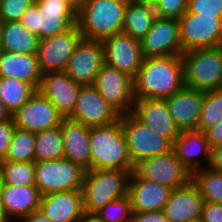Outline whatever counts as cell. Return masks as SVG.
<instances>
[{
    "label": "cell",
    "mask_w": 222,
    "mask_h": 222,
    "mask_svg": "<svg viewBox=\"0 0 222 222\" xmlns=\"http://www.w3.org/2000/svg\"><path fill=\"white\" fill-rule=\"evenodd\" d=\"M186 12L222 17V0H188Z\"/></svg>",
    "instance_id": "cell-39"
},
{
    "label": "cell",
    "mask_w": 222,
    "mask_h": 222,
    "mask_svg": "<svg viewBox=\"0 0 222 222\" xmlns=\"http://www.w3.org/2000/svg\"><path fill=\"white\" fill-rule=\"evenodd\" d=\"M192 182L205 202L222 204V172L206 167L192 173Z\"/></svg>",
    "instance_id": "cell-32"
},
{
    "label": "cell",
    "mask_w": 222,
    "mask_h": 222,
    "mask_svg": "<svg viewBox=\"0 0 222 222\" xmlns=\"http://www.w3.org/2000/svg\"><path fill=\"white\" fill-rule=\"evenodd\" d=\"M209 168L222 172V145L211 148Z\"/></svg>",
    "instance_id": "cell-44"
},
{
    "label": "cell",
    "mask_w": 222,
    "mask_h": 222,
    "mask_svg": "<svg viewBox=\"0 0 222 222\" xmlns=\"http://www.w3.org/2000/svg\"><path fill=\"white\" fill-rule=\"evenodd\" d=\"M19 222H52L48 217H46L40 210H36L22 218Z\"/></svg>",
    "instance_id": "cell-45"
},
{
    "label": "cell",
    "mask_w": 222,
    "mask_h": 222,
    "mask_svg": "<svg viewBox=\"0 0 222 222\" xmlns=\"http://www.w3.org/2000/svg\"><path fill=\"white\" fill-rule=\"evenodd\" d=\"M171 188L140 178L134 171L130 174L127 195L132 211H162L168 201Z\"/></svg>",
    "instance_id": "cell-23"
},
{
    "label": "cell",
    "mask_w": 222,
    "mask_h": 222,
    "mask_svg": "<svg viewBox=\"0 0 222 222\" xmlns=\"http://www.w3.org/2000/svg\"><path fill=\"white\" fill-rule=\"evenodd\" d=\"M204 200L192 180L170 192L163 213L168 222H187L201 218Z\"/></svg>",
    "instance_id": "cell-21"
},
{
    "label": "cell",
    "mask_w": 222,
    "mask_h": 222,
    "mask_svg": "<svg viewBox=\"0 0 222 222\" xmlns=\"http://www.w3.org/2000/svg\"><path fill=\"white\" fill-rule=\"evenodd\" d=\"M185 86L200 91H213L222 77V46L194 49L181 55Z\"/></svg>",
    "instance_id": "cell-6"
},
{
    "label": "cell",
    "mask_w": 222,
    "mask_h": 222,
    "mask_svg": "<svg viewBox=\"0 0 222 222\" xmlns=\"http://www.w3.org/2000/svg\"><path fill=\"white\" fill-rule=\"evenodd\" d=\"M93 87L120 115L131 113L134 104L133 79L125 73L103 64Z\"/></svg>",
    "instance_id": "cell-11"
},
{
    "label": "cell",
    "mask_w": 222,
    "mask_h": 222,
    "mask_svg": "<svg viewBox=\"0 0 222 222\" xmlns=\"http://www.w3.org/2000/svg\"><path fill=\"white\" fill-rule=\"evenodd\" d=\"M182 50L222 46V17L186 12L179 19Z\"/></svg>",
    "instance_id": "cell-9"
},
{
    "label": "cell",
    "mask_w": 222,
    "mask_h": 222,
    "mask_svg": "<svg viewBox=\"0 0 222 222\" xmlns=\"http://www.w3.org/2000/svg\"><path fill=\"white\" fill-rule=\"evenodd\" d=\"M120 114L97 92L93 85L82 86L69 119L88 127L104 126L119 120Z\"/></svg>",
    "instance_id": "cell-17"
},
{
    "label": "cell",
    "mask_w": 222,
    "mask_h": 222,
    "mask_svg": "<svg viewBox=\"0 0 222 222\" xmlns=\"http://www.w3.org/2000/svg\"><path fill=\"white\" fill-rule=\"evenodd\" d=\"M140 43L143 58L182 55L179 20L157 16Z\"/></svg>",
    "instance_id": "cell-16"
},
{
    "label": "cell",
    "mask_w": 222,
    "mask_h": 222,
    "mask_svg": "<svg viewBox=\"0 0 222 222\" xmlns=\"http://www.w3.org/2000/svg\"><path fill=\"white\" fill-rule=\"evenodd\" d=\"M187 222H202V220H201V218H198V219L187 221Z\"/></svg>",
    "instance_id": "cell-52"
},
{
    "label": "cell",
    "mask_w": 222,
    "mask_h": 222,
    "mask_svg": "<svg viewBox=\"0 0 222 222\" xmlns=\"http://www.w3.org/2000/svg\"><path fill=\"white\" fill-rule=\"evenodd\" d=\"M137 2L146 4V5H150V6H155L156 3L158 2V0H136Z\"/></svg>",
    "instance_id": "cell-50"
},
{
    "label": "cell",
    "mask_w": 222,
    "mask_h": 222,
    "mask_svg": "<svg viewBox=\"0 0 222 222\" xmlns=\"http://www.w3.org/2000/svg\"><path fill=\"white\" fill-rule=\"evenodd\" d=\"M204 91L184 86L166 98L169 113L180 131L196 130L201 112Z\"/></svg>",
    "instance_id": "cell-20"
},
{
    "label": "cell",
    "mask_w": 222,
    "mask_h": 222,
    "mask_svg": "<svg viewBox=\"0 0 222 222\" xmlns=\"http://www.w3.org/2000/svg\"><path fill=\"white\" fill-rule=\"evenodd\" d=\"M35 186L41 195L81 191L85 169L65 158L34 162Z\"/></svg>",
    "instance_id": "cell-7"
},
{
    "label": "cell",
    "mask_w": 222,
    "mask_h": 222,
    "mask_svg": "<svg viewBox=\"0 0 222 222\" xmlns=\"http://www.w3.org/2000/svg\"><path fill=\"white\" fill-rule=\"evenodd\" d=\"M216 91L219 92L220 94H222V77H221V79L219 81V85L216 88Z\"/></svg>",
    "instance_id": "cell-51"
},
{
    "label": "cell",
    "mask_w": 222,
    "mask_h": 222,
    "mask_svg": "<svg viewBox=\"0 0 222 222\" xmlns=\"http://www.w3.org/2000/svg\"><path fill=\"white\" fill-rule=\"evenodd\" d=\"M222 120V94L213 91L204 92L202 112L197 126V131L205 132Z\"/></svg>",
    "instance_id": "cell-35"
},
{
    "label": "cell",
    "mask_w": 222,
    "mask_h": 222,
    "mask_svg": "<svg viewBox=\"0 0 222 222\" xmlns=\"http://www.w3.org/2000/svg\"><path fill=\"white\" fill-rule=\"evenodd\" d=\"M204 134L210 148L222 145V120L214 127L207 129Z\"/></svg>",
    "instance_id": "cell-43"
},
{
    "label": "cell",
    "mask_w": 222,
    "mask_h": 222,
    "mask_svg": "<svg viewBox=\"0 0 222 222\" xmlns=\"http://www.w3.org/2000/svg\"><path fill=\"white\" fill-rule=\"evenodd\" d=\"M39 38L19 21L2 22L0 50L11 53L36 54Z\"/></svg>",
    "instance_id": "cell-28"
},
{
    "label": "cell",
    "mask_w": 222,
    "mask_h": 222,
    "mask_svg": "<svg viewBox=\"0 0 222 222\" xmlns=\"http://www.w3.org/2000/svg\"><path fill=\"white\" fill-rule=\"evenodd\" d=\"M132 172L107 169L86 170L81 188L84 211L97 213L107 203L126 196Z\"/></svg>",
    "instance_id": "cell-4"
},
{
    "label": "cell",
    "mask_w": 222,
    "mask_h": 222,
    "mask_svg": "<svg viewBox=\"0 0 222 222\" xmlns=\"http://www.w3.org/2000/svg\"><path fill=\"white\" fill-rule=\"evenodd\" d=\"M19 22L42 40L76 25V12L62 0H35Z\"/></svg>",
    "instance_id": "cell-5"
},
{
    "label": "cell",
    "mask_w": 222,
    "mask_h": 222,
    "mask_svg": "<svg viewBox=\"0 0 222 222\" xmlns=\"http://www.w3.org/2000/svg\"><path fill=\"white\" fill-rule=\"evenodd\" d=\"M0 77L15 78L38 90L42 73L36 54L11 53L0 50Z\"/></svg>",
    "instance_id": "cell-27"
},
{
    "label": "cell",
    "mask_w": 222,
    "mask_h": 222,
    "mask_svg": "<svg viewBox=\"0 0 222 222\" xmlns=\"http://www.w3.org/2000/svg\"><path fill=\"white\" fill-rule=\"evenodd\" d=\"M0 222H11L5 213L3 202H2V183L0 181Z\"/></svg>",
    "instance_id": "cell-47"
},
{
    "label": "cell",
    "mask_w": 222,
    "mask_h": 222,
    "mask_svg": "<svg viewBox=\"0 0 222 222\" xmlns=\"http://www.w3.org/2000/svg\"><path fill=\"white\" fill-rule=\"evenodd\" d=\"M35 0H0V19L2 22L20 21L24 12Z\"/></svg>",
    "instance_id": "cell-37"
},
{
    "label": "cell",
    "mask_w": 222,
    "mask_h": 222,
    "mask_svg": "<svg viewBox=\"0 0 222 222\" xmlns=\"http://www.w3.org/2000/svg\"><path fill=\"white\" fill-rule=\"evenodd\" d=\"M34 162L64 158L61 125L35 133Z\"/></svg>",
    "instance_id": "cell-30"
},
{
    "label": "cell",
    "mask_w": 222,
    "mask_h": 222,
    "mask_svg": "<svg viewBox=\"0 0 222 222\" xmlns=\"http://www.w3.org/2000/svg\"><path fill=\"white\" fill-rule=\"evenodd\" d=\"M14 129L15 125L12 118L0 123V161L5 159Z\"/></svg>",
    "instance_id": "cell-40"
},
{
    "label": "cell",
    "mask_w": 222,
    "mask_h": 222,
    "mask_svg": "<svg viewBox=\"0 0 222 222\" xmlns=\"http://www.w3.org/2000/svg\"><path fill=\"white\" fill-rule=\"evenodd\" d=\"M9 119H11V114L0 101V123L5 122Z\"/></svg>",
    "instance_id": "cell-48"
},
{
    "label": "cell",
    "mask_w": 222,
    "mask_h": 222,
    "mask_svg": "<svg viewBox=\"0 0 222 222\" xmlns=\"http://www.w3.org/2000/svg\"><path fill=\"white\" fill-rule=\"evenodd\" d=\"M172 149L178 160L191 174L209 166L211 148L204 132L197 130L180 131Z\"/></svg>",
    "instance_id": "cell-22"
},
{
    "label": "cell",
    "mask_w": 222,
    "mask_h": 222,
    "mask_svg": "<svg viewBox=\"0 0 222 222\" xmlns=\"http://www.w3.org/2000/svg\"><path fill=\"white\" fill-rule=\"evenodd\" d=\"M62 1L66 2L77 13L84 0H62Z\"/></svg>",
    "instance_id": "cell-49"
},
{
    "label": "cell",
    "mask_w": 222,
    "mask_h": 222,
    "mask_svg": "<svg viewBox=\"0 0 222 222\" xmlns=\"http://www.w3.org/2000/svg\"><path fill=\"white\" fill-rule=\"evenodd\" d=\"M81 39V33L77 25H74L62 33L39 40L36 57L41 73L65 71L68 60Z\"/></svg>",
    "instance_id": "cell-12"
},
{
    "label": "cell",
    "mask_w": 222,
    "mask_h": 222,
    "mask_svg": "<svg viewBox=\"0 0 222 222\" xmlns=\"http://www.w3.org/2000/svg\"><path fill=\"white\" fill-rule=\"evenodd\" d=\"M36 136L34 132L15 127L5 159L11 162H34Z\"/></svg>",
    "instance_id": "cell-33"
},
{
    "label": "cell",
    "mask_w": 222,
    "mask_h": 222,
    "mask_svg": "<svg viewBox=\"0 0 222 222\" xmlns=\"http://www.w3.org/2000/svg\"><path fill=\"white\" fill-rule=\"evenodd\" d=\"M77 222H104L97 213L86 212L81 215Z\"/></svg>",
    "instance_id": "cell-46"
},
{
    "label": "cell",
    "mask_w": 222,
    "mask_h": 222,
    "mask_svg": "<svg viewBox=\"0 0 222 222\" xmlns=\"http://www.w3.org/2000/svg\"><path fill=\"white\" fill-rule=\"evenodd\" d=\"M134 172L140 178L165 185L172 190L183 187L192 180V174L178 160L173 149L140 161L134 166Z\"/></svg>",
    "instance_id": "cell-10"
},
{
    "label": "cell",
    "mask_w": 222,
    "mask_h": 222,
    "mask_svg": "<svg viewBox=\"0 0 222 222\" xmlns=\"http://www.w3.org/2000/svg\"><path fill=\"white\" fill-rule=\"evenodd\" d=\"M131 201L128 195L107 203L97 212L104 222H130Z\"/></svg>",
    "instance_id": "cell-36"
},
{
    "label": "cell",
    "mask_w": 222,
    "mask_h": 222,
    "mask_svg": "<svg viewBox=\"0 0 222 222\" xmlns=\"http://www.w3.org/2000/svg\"><path fill=\"white\" fill-rule=\"evenodd\" d=\"M91 170L134 171L120 119L104 126L90 127Z\"/></svg>",
    "instance_id": "cell-3"
},
{
    "label": "cell",
    "mask_w": 222,
    "mask_h": 222,
    "mask_svg": "<svg viewBox=\"0 0 222 222\" xmlns=\"http://www.w3.org/2000/svg\"><path fill=\"white\" fill-rule=\"evenodd\" d=\"M101 43L104 63L134 79L144 59L140 40L119 33L102 39Z\"/></svg>",
    "instance_id": "cell-13"
},
{
    "label": "cell",
    "mask_w": 222,
    "mask_h": 222,
    "mask_svg": "<svg viewBox=\"0 0 222 222\" xmlns=\"http://www.w3.org/2000/svg\"><path fill=\"white\" fill-rule=\"evenodd\" d=\"M104 64L103 46L100 40L82 38L68 60L65 73L75 82L93 85Z\"/></svg>",
    "instance_id": "cell-15"
},
{
    "label": "cell",
    "mask_w": 222,
    "mask_h": 222,
    "mask_svg": "<svg viewBox=\"0 0 222 222\" xmlns=\"http://www.w3.org/2000/svg\"><path fill=\"white\" fill-rule=\"evenodd\" d=\"M119 119L133 166L172 150L173 145L167 139L156 135L132 113L120 115Z\"/></svg>",
    "instance_id": "cell-8"
},
{
    "label": "cell",
    "mask_w": 222,
    "mask_h": 222,
    "mask_svg": "<svg viewBox=\"0 0 222 222\" xmlns=\"http://www.w3.org/2000/svg\"><path fill=\"white\" fill-rule=\"evenodd\" d=\"M39 210L52 222H77L84 213L81 191L41 195Z\"/></svg>",
    "instance_id": "cell-24"
},
{
    "label": "cell",
    "mask_w": 222,
    "mask_h": 222,
    "mask_svg": "<svg viewBox=\"0 0 222 222\" xmlns=\"http://www.w3.org/2000/svg\"><path fill=\"white\" fill-rule=\"evenodd\" d=\"M35 91L36 89L27 82L0 77V101L10 114L24 105Z\"/></svg>",
    "instance_id": "cell-31"
},
{
    "label": "cell",
    "mask_w": 222,
    "mask_h": 222,
    "mask_svg": "<svg viewBox=\"0 0 222 222\" xmlns=\"http://www.w3.org/2000/svg\"><path fill=\"white\" fill-rule=\"evenodd\" d=\"M201 220L202 222H222V204L204 202Z\"/></svg>",
    "instance_id": "cell-41"
},
{
    "label": "cell",
    "mask_w": 222,
    "mask_h": 222,
    "mask_svg": "<svg viewBox=\"0 0 222 222\" xmlns=\"http://www.w3.org/2000/svg\"><path fill=\"white\" fill-rule=\"evenodd\" d=\"M184 86L181 55L147 57L133 79L134 99H166Z\"/></svg>",
    "instance_id": "cell-1"
},
{
    "label": "cell",
    "mask_w": 222,
    "mask_h": 222,
    "mask_svg": "<svg viewBox=\"0 0 222 222\" xmlns=\"http://www.w3.org/2000/svg\"><path fill=\"white\" fill-rule=\"evenodd\" d=\"M131 113L172 145L180 133L169 113L166 99H135Z\"/></svg>",
    "instance_id": "cell-19"
},
{
    "label": "cell",
    "mask_w": 222,
    "mask_h": 222,
    "mask_svg": "<svg viewBox=\"0 0 222 222\" xmlns=\"http://www.w3.org/2000/svg\"><path fill=\"white\" fill-rule=\"evenodd\" d=\"M188 0H158L154 6L160 18L179 20L187 11Z\"/></svg>",
    "instance_id": "cell-38"
},
{
    "label": "cell",
    "mask_w": 222,
    "mask_h": 222,
    "mask_svg": "<svg viewBox=\"0 0 222 222\" xmlns=\"http://www.w3.org/2000/svg\"><path fill=\"white\" fill-rule=\"evenodd\" d=\"M11 118L15 127L34 133L60 126L64 119L54 105L38 90L24 105L11 114Z\"/></svg>",
    "instance_id": "cell-14"
},
{
    "label": "cell",
    "mask_w": 222,
    "mask_h": 222,
    "mask_svg": "<svg viewBox=\"0 0 222 222\" xmlns=\"http://www.w3.org/2000/svg\"><path fill=\"white\" fill-rule=\"evenodd\" d=\"M130 222H168L163 211L132 212Z\"/></svg>",
    "instance_id": "cell-42"
},
{
    "label": "cell",
    "mask_w": 222,
    "mask_h": 222,
    "mask_svg": "<svg viewBox=\"0 0 222 222\" xmlns=\"http://www.w3.org/2000/svg\"><path fill=\"white\" fill-rule=\"evenodd\" d=\"M128 0H84L76 13L82 38L102 40L122 33Z\"/></svg>",
    "instance_id": "cell-2"
},
{
    "label": "cell",
    "mask_w": 222,
    "mask_h": 222,
    "mask_svg": "<svg viewBox=\"0 0 222 222\" xmlns=\"http://www.w3.org/2000/svg\"><path fill=\"white\" fill-rule=\"evenodd\" d=\"M157 15L153 6L146 5L136 0H128L122 33L136 39H142L152 28Z\"/></svg>",
    "instance_id": "cell-29"
},
{
    "label": "cell",
    "mask_w": 222,
    "mask_h": 222,
    "mask_svg": "<svg viewBox=\"0 0 222 222\" xmlns=\"http://www.w3.org/2000/svg\"><path fill=\"white\" fill-rule=\"evenodd\" d=\"M2 185L35 186L34 162L0 161Z\"/></svg>",
    "instance_id": "cell-34"
},
{
    "label": "cell",
    "mask_w": 222,
    "mask_h": 222,
    "mask_svg": "<svg viewBox=\"0 0 222 222\" xmlns=\"http://www.w3.org/2000/svg\"><path fill=\"white\" fill-rule=\"evenodd\" d=\"M82 86L64 71L47 72L42 74L38 91L54 105L63 118H69Z\"/></svg>",
    "instance_id": "cell-18"
},
{
    "label": "cell",
    "mask_w": 222,
    "mask_h": 222,
    "mask_svg": "<svg viewBox=\"0 0 222 222\" xmlns=\"http://www.w3.org/2000/svg\"><path fill=\"white\" fill-rule=\"evenodd\" d=\"M41 194L36 186L2 185V202L11 222L39 210Z\"/></svg>",
    "instance_id": "cell-26"
},
{
    "label": "cell",
    "mask_w": 222,
    "mask_h": 222,
    "mask_svg": "<svg viewBox=\"0 0 222 222\" xmlns=\"http://www.w3.org/2000/svg\"><path fill=\"white\" fill-rule=\"evenodd\" d=\"M1 27H2V21L0 19V36H1Z\"/></svg>",
    "instance_id": "cell-53"
},
{
    "label": "cell",
    "mask_w": 222,
    "mask_h": 222,
    "mask_svg": "<svg viewBox=\"0 0 222 222\" xmlns=\"http://www.w3.org/2000/svg\"><path fill=\"white\" fill-rule=\"evenodd\" d=\"M64 158L91 170L90 127L64 118L61 122Z\"/></svg>",
    "instance_id": "cell-25"
}]
</instances>
